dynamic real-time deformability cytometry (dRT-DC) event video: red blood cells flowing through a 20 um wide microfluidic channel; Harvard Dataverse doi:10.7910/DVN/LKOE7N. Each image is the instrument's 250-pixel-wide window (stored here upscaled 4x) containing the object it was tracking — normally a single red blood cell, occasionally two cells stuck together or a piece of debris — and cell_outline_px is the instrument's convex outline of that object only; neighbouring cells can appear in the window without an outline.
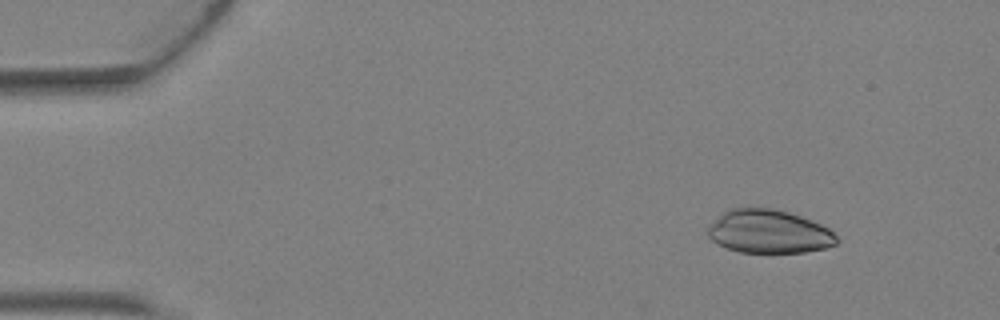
{"species": "Egyptian fruit bat (a non-hibernating species)", "species_latin": "Rousettus aegyptiacus", "temperature_condition": "warm", "stored_images_in_passage": 2, "camera_frame_rate_fps": 3000, "um_per_image_px": 0.085, "animal": {"sex": "female"}, "frame": {"image": 1, "passage_image": 1, "time_ms": 0.0, "image_size_px": [1000, 320], "cell_outline_px": [[840, 240], [836, 244], [824, 248], [804, 252], [740, 252], [728, 248], [712, 240], [708, 236], [708, 224], [724, 212], [732, 208], [772, 208], [788, 212], [812, 220], [828, 228]], "centroid_in_image_um": [65.36, 19.68], "position_along_channel_um": 19.6, "area_um2": 32.37}}